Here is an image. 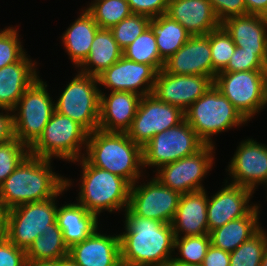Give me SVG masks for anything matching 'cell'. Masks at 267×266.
Listing matches in <instances>:
<instances>
[{
  "mask_svg": "<svg viewBox=\"0 0 267 266\" xmlns=\"http://www.w3.org/2000/svg\"><path fill=\"white\" fill-rule=\"evenodd\" d=\"M266 244V231L261 228L250 239L230 252V266H260Z\"/></svg>",
  "mask_w": 267,
  "mask_h": 266,
  "instance_id": "836d02e7",
  "label": "cell"
},
{
  "mask_svg": "<svg viewBox=\"0 0 267 266\" xmlns=\"http://www.w3.org/2000/svg\"><path fill=\"white\" fill-rule=\"evenodd\" d=\"M88 132L71 118L54 111L41 136L29 148L30 155L43 159L61 158L76 162L85 149Z\"/></svg>",
  "mask_w": 267,
  "mask_h": 266,
  "instance_id": "8992f818",
  "label": "cell"
},
{
  "mask_svg": "<svg viewBox=\"0 0 267 266\" xmlns=\"http://www.w3.org/2000/svg\"><path fill=\"white\" fill-rule=\"evenodd\" d=\"M259 207L256 205L246 216L212 230L209 233L211 244L216 248L232 252L250 239L262 228L258 222Z\"/></svg>",
  "mask_w": 267,
  "mask_h": 266,
  "instance_id": "4316f807",
  "label": "cell"
},
{
  "mask_svg": "<svg viewBox=\"0 0 267 266\" xmlns=\"http://www.w3.org/2000/svg\"><path fill=\"white\" fill-rule=\"evenodd\" d=\"M99 29L93 16L85 9L77 20L63 33L62 41L64 48L68 52L69 59L78 69L88 57L92 42Z\"/></svg>",
  "mask_w": 267,
  "mask_h": 266,
  "instance_id": "83f0119b",
  "label": "cell"
},
{
  "mask_svg": "<svg viewBox=\"0 0 267 266\" xmlns=\"http://www.w3.org/2000/svg\"><path fill=\"white\" fill-rule=\"evenodd\" d=\"M57 224L68 248L82 242L98 228V216L77 203H66L57 208Z\"/></svg>",
  "mask_w": 267,
  "mask_h": 266,
  "instance_id": "484cf974",
  "label": "cell"
},
{
  "mask_svg": "<svg viewBox=\"0 0 267 266\" xmlns=\"http://www.w3.org/2000/svg\"><path fill=\"white\" fill-rule=\"evenodd\" d=\"M141 97L125 91L110 92L106 97L100 90L98 129L105 132H126L136 116Z\"/></svg>",
  "mask_w": 267,
  "mask_h": 266,
  "instance_id": "44dd1931",
  "label": "cell"
},
{
  "mask_svg": "<svg viewBox=\"0 0 267 266\" xmlns=\"http://www.w3.org/2000/svg\"><path fill=\"white\" fill-rule=\"evenodd\" d=\"M231 184L243 186L254 192L257 185H267V145L254 139L243 140L229 162Z\"/></svg>",
  "mask_w": 267,
  "mask_h": 266,
  "instance_id": "e0dca14e",
  "label": "cell"
},
{
  "mask_svg": "<svg viewBox=\"0 0 267 266\" xmlns=\"http://www.w3.org/2000/svg\"><path fill=\"white\" fill-rule=\"evenodd\" d=\"M213 84L246 121L267 106V70L219 72Z\"/></svg>",
  "mask_w": 267,
  "mask_h": 266,
  "instance_id": "ba28073f",
  "label": "cell"
},
{
  "mask_svg": "<svg viewBox=\"0 0 267 266\" xmlns=\"http://www.w3.org/2000/svg\"><path fill=\"white\" fill-rule=\"evenodd\" d=\"M46 88V82L39 77L25 90L12 110L15 138L28 148L41 136L55 111L54 101Z\"/></svg>",
  "mask_w": 267,
  "mask_h": 266,
  "instance_id": "9c48e42d",
  "label": "cell"
},
{
  "mask_svg": "<svg viewBox=\"0 0 267 266\" xmlns=\"http://www.w3.org/2000/svg\"><path fill=\"white\" fill-rule=\"evenodd\" d=\"M184 119L208 145H214L211 136L247 122L214 84L184 111Z\"/></svg>",
  "mask_w": 267,
  "mask_h": 266,
  "instance_id": "5b68a950",
  "label": "cell"
},
{
  "mask_svg": "<svg viewBox=\"0 0 267 266\" xmlns=\"http://www.w3.org/2000/svg\"><path fill=\"white\" fill-rule=\"evenodd\" d=\"M212 85L213 79L208 76L169 74L162 69L157 73L153 94L185 111Z\"/></svg>",
  "mask_w": 267,
  "mask_h": 266,
  "instance_id": "2e32d148",
  "label": "cell"
},
{
  "mask_svg": "<svg viewBox=\"0 0 267 266\" xmlns=\"http://www.w3.org/2000/svg\"><path fill=\"white\" fill-rule=\"evenodd\" d=\"M66 178V186L53 198L26 203L7 211L4 235L17 247L25 251L49 225L56 222V198L72 185Z\"/></svg>",
  "mask_w": 267,
  "mask_h": 266,
  "instance_id": "52a82bcc",
  "label": "cell"
},
{
  "mask_svg": "<svg viewBox=\"0 0 267 266\" xmlns=\"http://www.w3.org/2000/svg\"><path fill=\"white\" fill-rule=\"evenodd\" d=\"M123 56V51L110 29L100 28L92 42L90 53L79 66L80 72L98 77Z\"/></svg>",
  "mask_w": 267,
  "mask_h": 266,
  "instance_id": "f1b7e54d",
  "label": "cell"
},
{
  "mask_svg": "<svg viewBox=\"0 0 267 266\" xmlns=\"http://www.w3.org/2000/svg\"><path fill=\"white\" fill-rule=\"evenodd\" d=\"M6 215H7V210L4 207L2 199L0 197V235H3L5 231Z\"/></svg>",
  "mask_w": 267,
  "mask_h": 266,
  "instance_id": "7dc6e473",
  "label": "cell"
},
{
  "mask_svg": "<svg viewBox=\"0 0 267 266\" xmlns=\"http://www.w3.org/2000/svg\"><path fill=\"white\" fill-rule=\"evenodd\" d=\"M36 63L25 54L0 69V108L13 110L25 90L39 78Z\"/></svg>",
  "mask_w": 267,
  "mask_h": 266,
  "instance_id": "d4e9b609",
  "label": "cell"
},
{
  "mask_svg": "<svg viewBox=\"0 0 267 266\" xmlns=\"http://www.w3.org/2000/svg\"><path fill=\"white\" fill-rule=\"evenodd\" d=\"M16 27L0 31V69L18 62L25 54Z\"/></svg>",
  "mask_w": 267,
  "mask_h": 266,
  "instance_id": "f35d334b",
  "label": "cell"
},
{
  "mask_svg": "<svg viewBox=\"0 0 267 266\" xmlns=\"http://www.w3.org/2000/svg\"><path fill=\"white\" fill-rule=\"evenodd\" d=\"M267 70V65L254 53L237 47L227 66L221 72Z\"/></svg>",
  "mask_w": 267,
  "mask_h": 266,
  "instance_id": "ab89813d",
  "label": "cell"
},
{
  "mask_svg": "<svg viewBox=\"0 0 267 266\" xmlns=\"http://www.w3.org/2000/svg\"><path fill=\"white\" fill-rule=\"evenodd\" d=\"M132 13L149 18L166 14L169 0H127Z\"/></svg>",
  "mask_w": 267,
  "mask_h": 266,
  "instance_id": "7bdbcfd3",
  "label": "cell"
},
{
  "mask_svg": "<svg viewBox=\"0 0 267 266\" xmlns=\"http://www.w3.org/2000/svg\"><path fill=\"white\" fill-rule=\"evenodd\" d=\"M209 2L221 23L230 17L247 14L245 0H209Z\"/></svg>",
  "mask_w": 267,
  "mask_h": 266,
  "instance_id": "b9f144b4",
  "label": "cell"
},
{
  "mask_svg": "<svg viewBox=\"0 0 267 266\" xmlns=\"http://www.w3.org/2000/svg\"><path fill=\"white\" fill-rule=\"evenodd\" d=\"M210 245L209 234L175 237L174 249H178L181 257L177 256L173 260L184 264L202 265Z\"/></svg>",
  "mask_w": 267,
  "mask_h": 266,
  "instance_id": "e575fe53",
  "label": "cell"
},
{
  "mask_svg": "<svg viewBox=\"0 0 267 266\" xmlns=\"http://www.w3.org/2000/svg\"><path fill=\"white\" fill-rule=\"evenodd\" d=\"M206 193L204 189L180 196L176 214L171 223L175 237L181 234L184 237L209 234Z\"/></svg>",
  "mask_w": 267,
  "mask_h": 266,
  "instance_id": "cb8c5ba5",
  "label": "cell"
},
{
  "mask_svg": "<svg viewBox=\"0 0 267 266\" xmlns=\"http://www.w3.org/2000/svg\"><path fill=\"white\" fill-rule=\"evenodd\" d=\"M221 25L237 47L254 52L267 65V17L253 14L234 16Z\"/></svg>",
  "mask_w": 267,
  "mask_h": 266,
  "instance_id": "7402d4cb",
  "label": "cell"
},
{
  "mask_svg": "<svg viewBox=\"0 0 267 266\" xmlns=\"http://www.w3.org/2000/svg\"><path fill=\"white\" fill-rule=\"evenodd\" d=\"M247 14L267 17V0H245Z\"/></svg>",
  "mask_w": 267,
  "mask_h": 266,
  "instance_id": "bcb514c9",
  "label": "cell"
},
{
  "mask_svg": "<svg viewBox=\"0 0 267 266\" xmlns=\"http://www.w3.org/2000/svg\"><path fill=\"white\" fill-rule=\"evenodd\" d=\"M184 119L179 107L160 101L154 94L142 96L130 128L128 137L144 147L156 134L178 125Z\"/></svg>",
  "mask_w": 267,
  "mask_h": 266,
  "instance_id": "4fadbf2b",
  "label": "cell"
},
{
  "mask_svg": "<svg viewBox=\"0 0 267 266\" xmlns=\"http://www.w3.org/2000/svg\"><path fill=\"white\" fill-rule=\"evenodd\" d=\"M164 70L169 74L203 75L213 79L210 32L207 35L191 36L165 61Z\"/></svg>",
  "mask_w": 267,
  "mask_h": 266,
  "instance_id": "d6986e66",
  "label": "cell"
},
{
  "mask_svg": "<svg viewBox=\"0 0 267 266\" xmlns=\"http://www.w3.org/2000/svg\"><path fill=\"white\" fill-rule=\"evenodd\" d=\"M77 162L82 165L81 184L77 202L97 216L126 209L129 204L131 184L122 177L90 165L83 157Z\"/></svg>",
  "mask_w": 267,
  "mask_h": 266,
  "instance_id": "277c9868",
  "label": "cell"
},
{
  "mask_svg": "<svg viewBox=\"0 0 267 266\" xmlns=\"http://www.w3.org/2000/svg\"><path fill=\"white\" fill-rule=\"evenodd\" d=\"M0 110H2L0 112V144H3L15 139L14 120L12 110L4 108H0Z\"/></svg>",
  "mask_w": 267,
  "mask_h": 266,
  "instance_id": "f6af8a7d",
  "label": "cell"
},
{
  "mask_svg": "<svg viewBox=\"0 0 267 266\" xmlns=\"http://www.w3.org/2000/svg\"><path fill=\"white\" fill-rule=\"evenodd\" d=\"M68 253L69 248L56 221L34 240L26 251V258L27 261L57 260L68 256Z\"/></svg>",
  "mask_w": 267,
  "mask_h": 266,
  "instance_id": "4dcf8cb0",
  "label": "cell"
},
{
  "mask_svg": "<svg viewBox=\"0 0 267 266\" xmlns=\"http://www.w3.org/2000/svg\"><path fill=\"white\" fill-rule=\"evenodd\" d=\"M202 266H230V252L214 247H208Z\"/></svg>",
  "mask_w": 267,
  "mask_h": 266,
  "instance_id": "ee69618b",
  "label": "cell"
},
{
  "mask_svg": "<svg viewBox=\"0 0 267 266\" xmlns=\"http://www.w3.org/2000/svg\"><path fill=\"white\" fill-rule=\"evenodd\" d=\"M123 51V56L134 62L153 66L158 72L164 69L153 31L148 27Z\"/></svg>",
  "mask_w": 267,
  "mask_h": 266,
  "instance_id": "1f68e13d",
  "label": "cell"
},
{
  "mask_svg": "<svg viewBox=\"0 0 267 266\" xmlns=\"http://www.w3.org/2000/svg\"><path fill=\"white\" fill-rule=\"evenodd\" d=\"M166 15L179 22L191 36L207 35L221 26L209 0H169Z\"/></svg>",
  "mask_w": 267,
  "mask_h": 266,
  "instance_id": "603a6c76",
  "label": "cell"
},
{
  "mask_svg": "<svg viewBox=\"0 0 267 266\" xmlns=\"http://www.w3.org/2000/svg\"><path fill=\"white\" fill-rule=\"evenodd\" d=\"M85 152L83 158L90 165L116 174L131 185L140 179L143 172L142 147L134 143L126 132L96 129L88 133Z\"/></svg>",
  "mask_w": 267,
  "mask_h": 266,
  "instance_id": "3957f363",
  "label": "cell"
},
{
  "mask_svg": "<svg viewBox=\"0 0 267 266\" xmlns=\"http://www.w3.org/2000/svg\"><path fill=\"white\" fill-rule=\"evenodd\" d=\"M150 21L151 18L147 16L132 13L110 30L119 47L124 50L149 27Z\"/></svg>",
  "mask_w": 267,
  "mask_h": 266,
  "instance_id": "8d00e7d4",
  "label": "cell"
},
{
  "mask_svg": "<svg viewBox=\"0 0 267 266\" xmlns=\"http://www.w3.org/2000/svg\"><path fill=\"white\" fill-rule=\"evenodd\" d=\"M131 185L128 208L142 218L171 224L181 194L162 185L156 177L147 183Z\"/></svg>",
  "mask_w": 267,
  "mask_h": 266,
  "instance_id": "5bb4252c",
  "label": "cell"
},
{
  "mask_svg": "<svg viewBox=\"0 0 267 266\" xmlns=\"http://www.w3.org/2000/svg\"><path fill=\"white\" fill-rule=\"evenodd\" d=\"M54 103L55 111L80 124L88 133L98 129L100 89L98 77L77 72Z\"/></svg>",
  "mask_w": 267,
  "mask_h": 266,
  "instance_id": "30bf717a",
  "label": "cell"
},
{
  "mask_svg": "<svg viewBox=\"0 0 267 266\" xmlns=\"http://www.w3.org/2000/svg\"><path fill=\"white\" fill-rule=\"evenodd\" d=\"M124 211L125 232L119 234L122 266H166L175 252L172 225L137 216L128 207Z\"/></svg>",
  "mask_w": 267,
  "mask_h": 266,
  "instance_id": "6da1fadb",
  "label": "cell"
},
{
  "mask_svg": "<svg viewBox=\"0 0 267 266\" xmlns=\"http://www.w3.org/2000/svg\"><path fill=\"white\" fill-rule=\"evenodd\" d=\"M149 27L154 33L160 57L164 61L191 38V34L179 22L166 14L152 18Z\"/></svg>",
  "mask_w": 267,
  "mask_h": 266,
  "instance_id": "f546056e",
  "label": "cell"
},
{
  "mask_svg": "<svg viewBox=\"0 0 267 266\" xmlns=\"http://www.w3.org/2000/svg\"><path fill=\"white\" fill-rule=\"evenodd\" d=\"M214 146L205 144L198 152L160 167L156 179L181 195L204 190L201 181L212 170Z\"/></svg>",
  "mask_w": 267,
  "mask_h": 266,
  "instance_id": "7c38bea8",
  "label": "cell"
},
{
  "mask_svg": "<svg viewBox=\"0 0 267 266\" xmlns=\"http://www.w3.org/2000/svg\"><path fill=\"white\" fill-rule=\"evenodd\" d=\"M86 10L99 28L111 29L132 14L127 0H94Z\"/></svg>",
  "mask_w": 267,
  "mask_h": 266,
  "instance_id": "d6a6232c",
  "label": "cell"
},
{
  "mask_svg": "<svg viewBox=\"0 0 267 266\" xmlns=\"http://www.w3.org/2000/svg\"><path fill=\"white\" fill-rule=\"evenodd\" d=\"M166 266H202V265H190V264H184V263H180L178 261H174L173 259H171Z\"/></svg>",
  "mask_w": 267,
  "mask_h": 266,
  "instance_id": "f907efd6",
  "label": "cell"
},
{
  "mask_svg": "<svg viewBox=\"0 0 267 266\" xmlns=\"http://www.w3.org/2000/svg\"><path fill=\"white\" fill-rule=\"evenodd\" d=\"M210 49L213 65V80L228 64L236 49L230 34L221 25L210 32Z\"/></svg>",
  "mask_w": 267,
  "mask_h": 266,
  "instance_id": "d590c367",
  "label": "cell"
},
{
  "mask_svg": "<svg viewBox=\"0 0 267 266\" xmlns=\"http://www.w3.org/2000/svg\"><path fill=\"white\" fill-rule=\"evenodd\" d=\"M58 266H79L77 265L71 257L68 255L66 257L58 259Z\"/></svg>",
  "mask_w": 267,
  "mask_h": 266,
  "instance_id": "681fc988",
  "label": "cell"
},
{
  "mask_svg": "<svg viewBox=\"0 0 267 266\" xmlns=\"http://www.w3.org/2000/svg\"><path fill=\"white\" fill-rule=\"evenodd\" d=\"M205 143L183 119L178 125L156 134L142 147L143 167H160L198 152Z\"/></svg>",
  "mask_w": 267,
  "mask_h": 266,
  "instance_id": "8fae6325",
  "label": "cell"
},
{
  "mask_svg": "<svg viewBox=\"0 0 267 266\" xmlns=\"http://www.w3.org/2000/svg\"><path fill=\"white\" fill-rule=\"evenodd\" d=\"M26 266H58V259L57 260L27 261Z\"/></svg>",
  "mask_w": 267,
  "mask_h": 266,
  "instance_id": "c3c4849f",
  "label": "cell"
},
{
  "mask_svg": "<svg viewBox=\"0 0 267 266\" xmlns=\"http://www.w3.org/2000/svg\"><path fill=\"white\" fill-rule=\"evenodd\" d=\"M253 191L235 184H225L212 197H208L207 221L209 233L229 221L246 216L257 204H248Z\"/></svg>",
  "mask_w": 267,
  "mask_h": 266,
  "instance_id": "ac0fdd59",
  "label": "cell"
},
{
  "mask_svg": "<svg viewBox=\"0 0 267 266\" xmlns=\"http://www.w3.org/2000/svg\"><path fill=\"white\" fill-rule=\"evenodd\" d=\"M260 266H267V244L265 245V251Z\"/></svg>",
  "mask_w": 267,
  "mask_h": 266,
  "instance_id": "816d5d0a",
  "label": "cell"
},
{
  "mask_svg": "<svg viewBox=\"0 0 267 266\" xmlns=\"http://www.w3.org/2000/svg\"><path fill=\"white\" fill-rule=\"evenodd\" d=\"M51 159L28 155L0 185V197L6 210L48 200L65 186L66 178L52 171Z\"/></svg>",
  "mask_w": 267,
  "mask_h": 266,
  "instance_id": "7a4b0ae2",
  "label": "cell"
},
{
  "mask_svg": "<svg viewBox=\"0 0 267 266\" xmlns=\"http://www.w3.org/2000/svg\"><path fill=\"white\" fill-rule=\"evenodd\" d=\"M26 251L17 248L4 234L0 235V266H26Z\"/></svg>",
  "mask_w": 267,
  "mask_h": 266,
  "instance_id": "60d3db41",
  "label": "cell"
},
{
  "mask_svg": "<svg viewBox=\"0 0 267 266\" xmlns=\"http://www.w3.org/2000/svg\"><path fill=\"white\" fill-rule=\"evenodd\" d=\"M68 255L79 266H122L120 237L98 232L69 248Z\"/></svg>",
  "mask_w": 267,
  "mask_h": 266,
  "instance_id": "ffe728a7",
  "label": "cell"
},
{
  "mask_svg": "<svg viewBox=\"0 0 267 266\" xmlns=\"http://www.w3.org/2000/svg\"><path fill=\"white\" fill-rule=\"evenodd\" d=\"M29 154V148L16 138L0 144V185Z\"/></svg>",
  "mask_w": 267,
  "mask_h": 266,
  "instance_id": "74e56055",
  "label": "cell"
},
{
  "mask_svg": "<svg viewBox=\"0 0 267 266\" xmlns=\"http://www.w3.org/2000/svg\"><path fill=\"white\" fill-rule=\"evenodd\" d=\"M157 73L151 65L122 56L98 76V81L99 85L109 88L111 92L125 91L145 96L153 94Z\"/></svg>",
  "mask_w": 267,
  "mask_h": 266,
  "instance_id": "9a60e30c",
  "label": "cell"
}]
</instances>
